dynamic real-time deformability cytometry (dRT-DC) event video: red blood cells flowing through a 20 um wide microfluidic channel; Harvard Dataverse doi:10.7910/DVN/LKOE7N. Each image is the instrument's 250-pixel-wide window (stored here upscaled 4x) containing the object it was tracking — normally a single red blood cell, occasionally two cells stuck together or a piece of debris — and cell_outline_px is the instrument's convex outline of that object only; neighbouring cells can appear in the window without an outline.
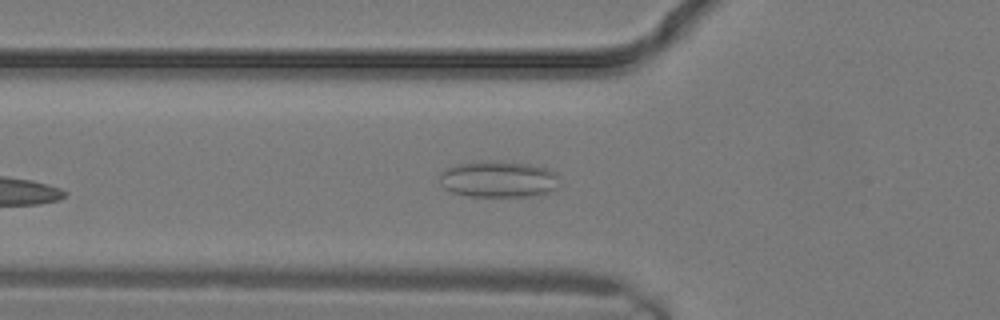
{"species": "common noctule bat (a hibernating species)", "species_latin": "Nyctalus noctula", "temperature_condition": "warm", "stored_images_in_passage": 8, "camera_frame_rate_fps": 3000, "um_per_image_px": 0.085, "animal": {"sex": "male", "body_mass_g": 19.2, "forearm_length_mm": 51.8}, "frame": {"image": 1, "passage_image": 8, "time_ms": 2.333, "image_size_px": [1000, 320], "cell_outline_px": [[560, 188], [540, 196], [468, 196], [452, 192], [444, 188], [440, 184], [440, 172], [456, 164], [472, 160], [500, 160], [528, 164], [548, 168], [556, 172], [560, 176]], "centroid_in_image_um": [42.43, 15.22], "position_along_channel_um": 83.4, "area_um2": 26.36}}